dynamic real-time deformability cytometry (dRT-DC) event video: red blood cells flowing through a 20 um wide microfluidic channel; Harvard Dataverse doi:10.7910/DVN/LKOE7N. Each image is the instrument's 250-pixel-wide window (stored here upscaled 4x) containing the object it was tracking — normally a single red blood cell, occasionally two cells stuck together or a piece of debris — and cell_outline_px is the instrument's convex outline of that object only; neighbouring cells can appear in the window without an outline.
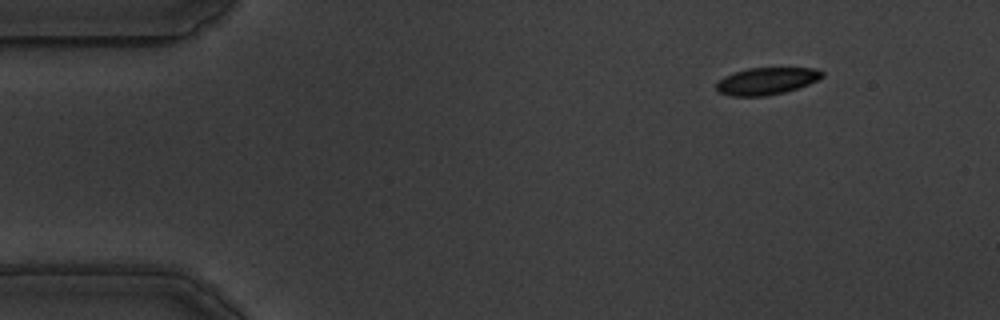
{"species": "common noctule bat (a hibernating species)", "species_latin": "Nyctalus noctula", "temperature_condition": "warm", "stored_images_in_passage": 10, "camera_frame_rate_fps": 3000, "um_per_image_px": 0.085, "animal": {"sex": "male", "body_mass_g": 19.5, "forearm_length_mm": 54.6}, "frame": {"image": 1, "passage_image": 1, "time_ms": 0.0, "image_size_px": [1000, 320], "cell_outline_px": [[824, 76], [808, 84], [784, 92], [768, 96], [728, 96], [720, 92], [716, 88], [716, 84], [724, 76], [748, 68], [816, 68], [824, 72]], "centroid_in_image_um": [65.16, 6.89], "position_along_channel_um": 19.8, "area_um2": 16.59}}